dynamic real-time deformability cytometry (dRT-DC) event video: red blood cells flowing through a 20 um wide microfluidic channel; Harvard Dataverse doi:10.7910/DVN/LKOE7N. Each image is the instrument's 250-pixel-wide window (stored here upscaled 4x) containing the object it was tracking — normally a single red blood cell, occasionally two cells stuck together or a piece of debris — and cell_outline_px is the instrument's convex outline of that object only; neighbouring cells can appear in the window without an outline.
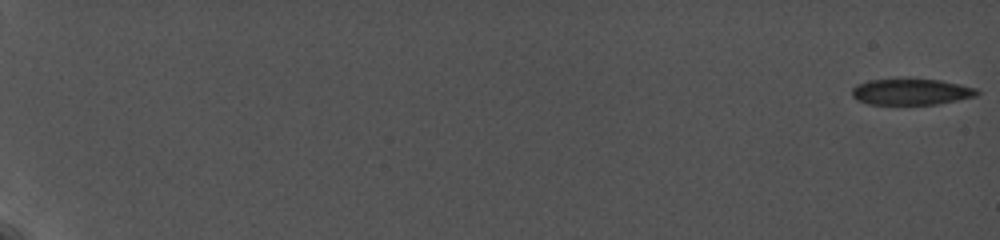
{"species": "common noctule bat (a hibernating species)", "species_latin": "Nyctalus noctula", "temperature_condition": "cold", "stored_images_in_passage": 102, "camera_frame_rate_fps": 5000, "um_per_image_px": 0.085, "animal": {"sex": "female", "body_mass_g": 19.0, "forearm_length_mm": 56.7}, "frame": {"image": 1, "passage_image": 1, "time_ms": 0.0, "image_size_px": [1000, 240], "cell_outline_px": [[980, 92], [976, 96], [936, 104], [868, 104], [856, 100], [852, 96], [852, 88], [856, 84], [868, 80], [896, 76], [908, 76], [940, 80], [960, 84], [976, 88]], "centroid_in_image_um": [77.38, 7.74], "position_along_channel_um": 7.6, "area_um2": 20.0}}
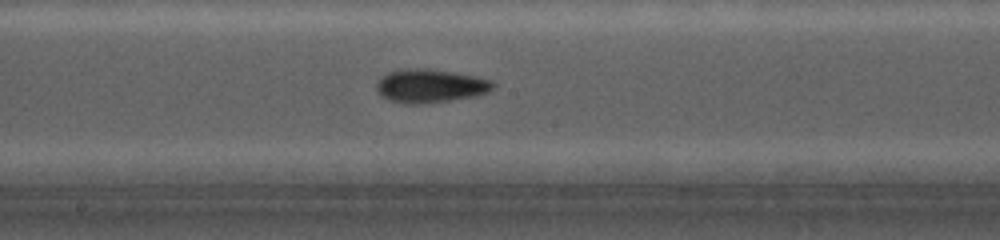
{"frame": {"image": 2, "passage_image": 75, "time_ms": 12.2, "image_size_px": [1000, 240], "cell_outline_px": [[496, 84], [488, 92], [476, 96], [424, 104], [404, 104], [388, 100], [380, 96], [376, 92], [376, 84], [380, 76], [388, 72], [408, 68], [424, 68], [452, 72], [476, 76], [492, 80]], "centroid_in_image_um": [36.53, 7.31], "position_along_channel_um": 211.7, "area_um2": 23.06}}
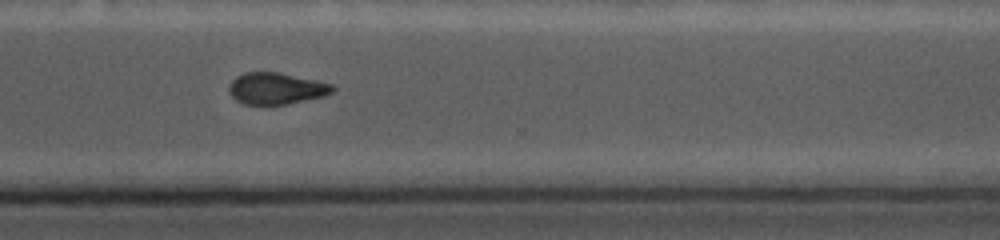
{"frame": {"image": 3, "passage_image": 101, "time_ms": 15.8, "image_size_px": [1000, 240], "cell_outline_px": [[336, 88], [332, 92], [324, 96], [288, 104], [264, 108], [244, 104], [236, 100], [228, 92], [228, 88], [232, 80], [236, 76], [244, 72], [280, 72], [316, 80], [332, 84]], "centroid_in_image_um": [23.44, 7.56], "position_along_channel_um": 347.2, "area_um2": 19.77}}